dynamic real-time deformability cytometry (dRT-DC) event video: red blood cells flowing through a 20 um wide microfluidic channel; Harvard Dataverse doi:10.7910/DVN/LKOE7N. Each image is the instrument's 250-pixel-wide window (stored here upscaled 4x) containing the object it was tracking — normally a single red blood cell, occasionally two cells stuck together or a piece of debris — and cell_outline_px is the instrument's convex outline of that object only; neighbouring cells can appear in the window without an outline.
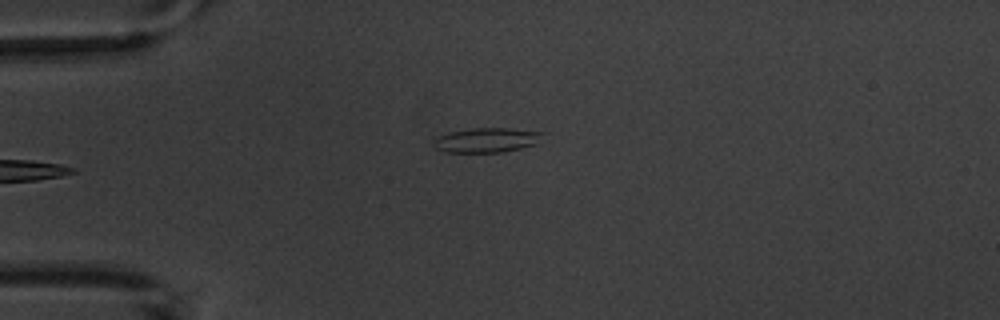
{"species": "common noctule bat (a hibernating species)", "species_latin": "Nyctalus noctula", "temperature_condition": "warm", "stored_images_in_passage": 5, "camera_frame_rate_fps": 3000, "um_per_image_px": 0.085, "animal": {"sex": "male", "body_mass_g": 20.1, "forearm_length_mm": 53.5}, "frame": {"image": 1, "passage_image": 5, "time_ms": 4.667, "image_size_px": [1000, 320], "cell_outline_px": [[548, 132], [536, 144], [504, 152], [444, 152], [436, 148], [432, 144], [432, 140], [448, 132], [472, 128], [508, 128]], "centroid_in_image_um": [41.39, 11.9], "position_along_channel_um": 43.6, "area_um2": 15.84}}